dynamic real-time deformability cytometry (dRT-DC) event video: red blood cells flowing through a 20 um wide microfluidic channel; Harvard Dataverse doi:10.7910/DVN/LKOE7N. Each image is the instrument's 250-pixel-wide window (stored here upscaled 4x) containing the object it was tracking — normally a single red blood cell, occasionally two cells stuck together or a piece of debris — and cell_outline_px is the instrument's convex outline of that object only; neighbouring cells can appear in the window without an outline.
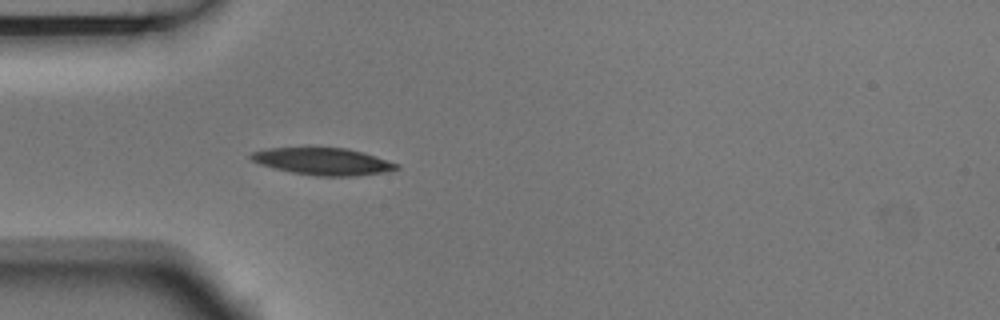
{"species": "Egyptian fruit bat (a non-hibernating species)", "species_latin": "Rousettus aegyptiacus", "temperature_condition": "room temperature", "stored_images_in_passage": 3, "camera_frame_rate_fps": 3000, "um_per_image_px": 0.085, "animal": {"sex": "male"}, "frame": {"image": 1, "passage_image": 3, "time_ms": 0.667, "image_size_px": [1000, 320], "cell_outline_px": [[400, 168], [384, 172], [356, 176], [316, 176], [292, 172], [260, 164], [252, 160], [248, 156], [252, 152], [268, 148], [348, 148], [364, 152], [400, 164]], "centroid_in_image_um": [27.49, 13.72], "position_along_channel_um": 57.5, "area_um2": 22.89}}